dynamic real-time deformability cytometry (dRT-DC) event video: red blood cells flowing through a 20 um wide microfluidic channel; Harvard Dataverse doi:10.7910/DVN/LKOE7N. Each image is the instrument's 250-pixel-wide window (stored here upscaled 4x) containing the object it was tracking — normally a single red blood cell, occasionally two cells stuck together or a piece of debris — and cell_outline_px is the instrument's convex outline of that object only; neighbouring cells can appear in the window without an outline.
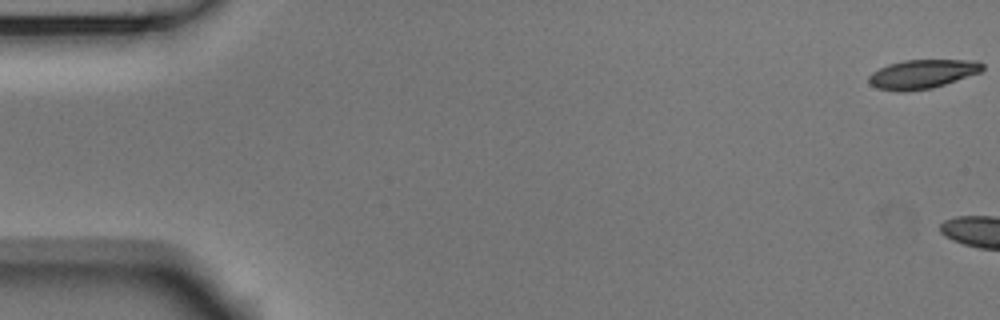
{"species": "Egyptian fruit bat (a non-hibernating species)", "species_latin": "Rousettus aegyptiacus", "temperature_condition": "room temperature", "stored_images_in_passage": 5, "camera_frame_rate_fps": 3000, "um_per_image_px": 0.085, "animal": {"sex": "male"}, "frame": {"image": 1, "passage_image": 1, "time_ms": 0.0, "image_size_px": [1000, 320], "cell_outline_px": [[984, 68], [980, 72], [932, 88], [904, 92], [896, 92], [876, 88], [868, 80], [868, 76], [872, 72], [888, 64], [904, 60], [976, 60], [984, 64]], "centroid_in_image_um": [78.37, 6.3], "position_along_channel_um": 6.6, "area_um2": 19.19}}